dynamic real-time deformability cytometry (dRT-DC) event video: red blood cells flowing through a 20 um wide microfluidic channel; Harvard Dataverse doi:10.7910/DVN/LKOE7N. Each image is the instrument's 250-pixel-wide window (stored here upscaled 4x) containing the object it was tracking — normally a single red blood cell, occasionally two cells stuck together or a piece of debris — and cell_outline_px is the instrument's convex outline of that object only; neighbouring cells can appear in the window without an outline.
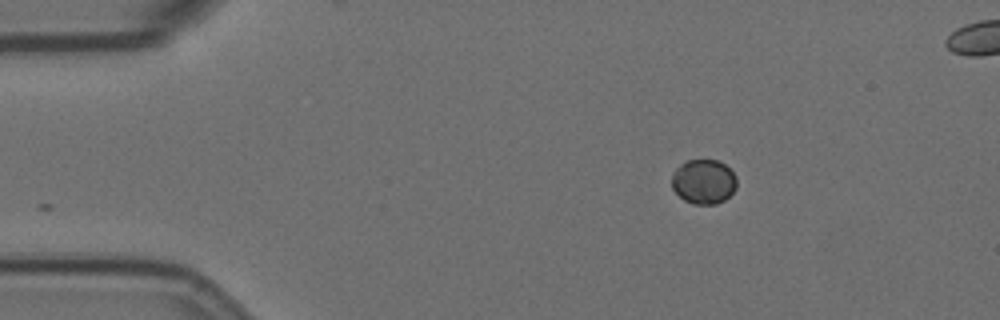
{"species": "Egyptian fruit bat (a non-hibernating species)", "species_latin": "Rousettus aegyptiacus", "temperature_condition": "room temperature", "stored_images_in_passage": 50, "camera_frame_rate_fps": 3000, "um_per_image_px": 0.085, "animal": {"sex": "female"}, "frame": {"image": 1, "passage_image": 1, "time_ms": 0.0, "image_size_px": [1000, 320], "cell_outline_px": [[736, 188], [724, 200], [716, 204], [692, 204], [684, 200], [672, 188], [672, 172], [680, 164], [688, 160], [716, 160], [724, 164], [736, 176]], "centroid_in_image_um": [59.79, 15.44], "position_along_channel_um": 25.2, "area_um2": 16.82}}
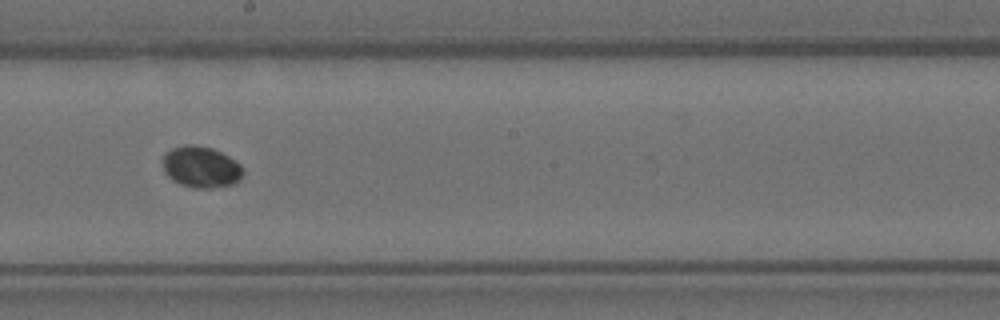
{"frame": {"image": 2, "passage_image": 24, "time_ms": 7.667, "image_size_px": [1000, 320], "cell_outline_px": [[244, 172], [240, 180], [236, 184], [212, 188], [196, 188], [180, 184], [172, 180], [164, 172], [164, 156], [172, 148], [188, 144], [192, 144], [212, 148], [228, 156], [240, 164]], "centroid_in_image_um": [17.12, 14.21], "position_along_channel_um": 231.1, "area_um2": 19.31}}
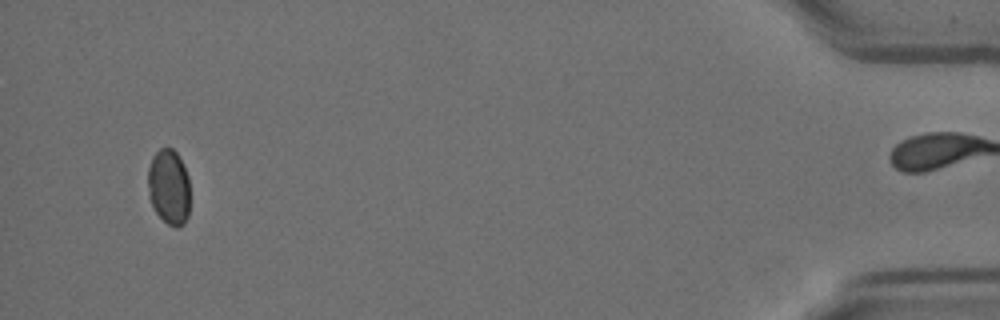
{"frame": {"image": 3, "passage_image": 47, "time_ms": 15.333, "image_size_px": [1000, 320], "cell_outline_px": [[188, 216], [184, 224], [176, 228], [168, 224], [156, 212], [148, 196], [148, 168], [152, 156], [160, 148], [172, 148], [176, 152], [188, 176]], "centroid_in_image_um": [14.33, 15.89], "position_along_channel_um": 420.9, "area_um2": 18.32}}